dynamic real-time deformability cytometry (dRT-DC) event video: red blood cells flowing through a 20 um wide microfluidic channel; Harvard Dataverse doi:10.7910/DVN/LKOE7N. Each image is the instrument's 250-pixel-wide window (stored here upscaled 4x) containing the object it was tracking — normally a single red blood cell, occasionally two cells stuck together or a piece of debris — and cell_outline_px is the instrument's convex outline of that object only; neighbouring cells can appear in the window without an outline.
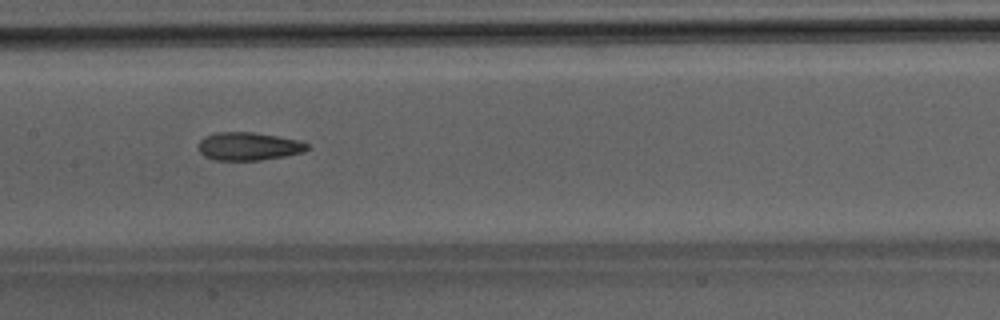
{"species": "Egyptian fruit bat (a non-hibernating species)", "species_latin": "Rousettus aegyptiacus", "temperature_condition": "room temperature", "stored_images_in_passage": 48, "camera_frame_rate_fps": 3000, "um_per_image_px": 0.085, "animal": {"sex": "male"}, "frame": {"image": 1, "passage_image": 24, "time_ms": 7.667, "image_size_px": [1000, 320], "cell_outline_px": [[308, 148], [304, 152], [284, 156], [260, 160], [212, 160], [204, 156], [196, 148], [200, 140], [204, 136], [216, 132], [252, 132], [300, 140], [308, 144]], "centroid_in_image_um": [21.08, 12.44], "position_along_channel_um": 186.3, "area_um2": 17.92}}
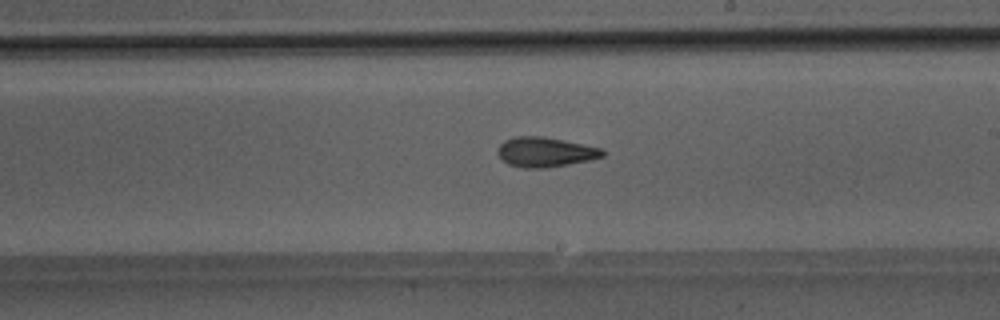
{"frame": {"image": 2, "passage_image": 28, "time_ms": 9.0, "image_size_px": [1000, 320], "cell_outline_px": [[604, 156], [592, 160], [544, 168], [524, 168], [508, 164], [496, 152], [500, 144], [504, 140], [516, 136], [544, 136], [600, 148], [604, 152]], "centroid_in_image_um": [46.33, 12.92], "position_along_channel_um": 242.7, "area_um2": 18.09}}
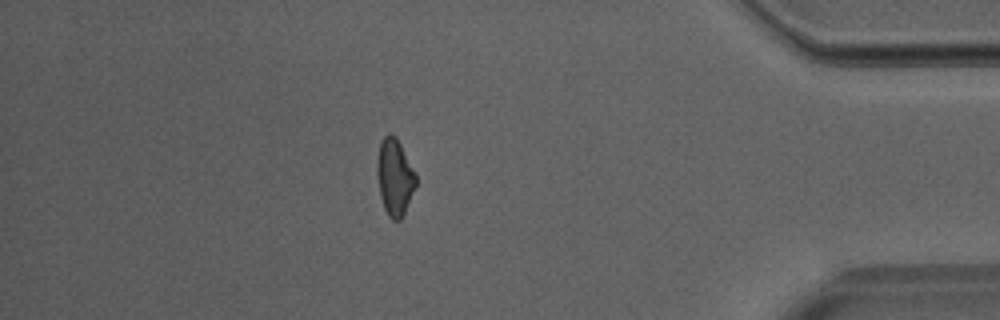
{"frame": {"image": 3, "passage_image": 42, "time_ms": 13.667, "image_size_px": [1000, 320], "cell_outline_px": [[416, 184], [404, 212], [400, 220], [392, 220], [388, 216], [384, 208], [380, 196], [376, 172], [376, 164], [380, 144], [384, 136], [388, 132], [396, 136], [416, 176]], "centroid_in_image_um": [33.51, 15.05], "position_along_channel_um": 401.7, "area_um2": 17.05}}